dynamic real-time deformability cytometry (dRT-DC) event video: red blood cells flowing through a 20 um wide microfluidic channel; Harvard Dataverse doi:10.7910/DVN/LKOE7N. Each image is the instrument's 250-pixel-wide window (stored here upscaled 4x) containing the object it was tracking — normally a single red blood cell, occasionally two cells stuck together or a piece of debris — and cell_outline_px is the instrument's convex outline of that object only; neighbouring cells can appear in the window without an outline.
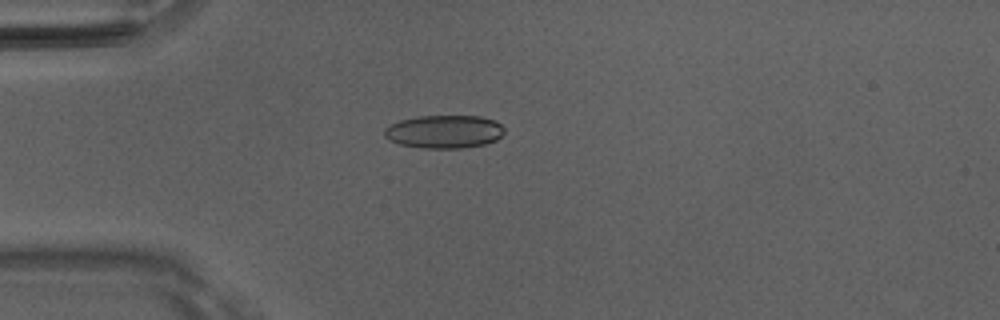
{"species": "Egyptian fruit bat (a non-hibernating species)", "species_latin": "Rousettus aegyptiacus", "temperature_condition": "room temperature", "stored_images_in_passage": 37, "camera_frame_rate_fps": 3000, "um_per_image_px": 0.085, "animal": {"sex": "male"}, "frame": {"image": 1, "passage_image": 1, "time_ms": 0.0, "image_size_px": [1000, 320], "cell_outline_px": [[504, 132], [496, 140], [484, 144], [464, 148], [420, 148], [400, 144], [388, 140], [384, 136], [384, 128], [400, 120], [420, 116], [480, 116], [496, 120], [504, 128]], "centroid_in_image_um": [37.75, 11.19], "position_along_channel_um": 47.2, "area_um2": 23.24}}
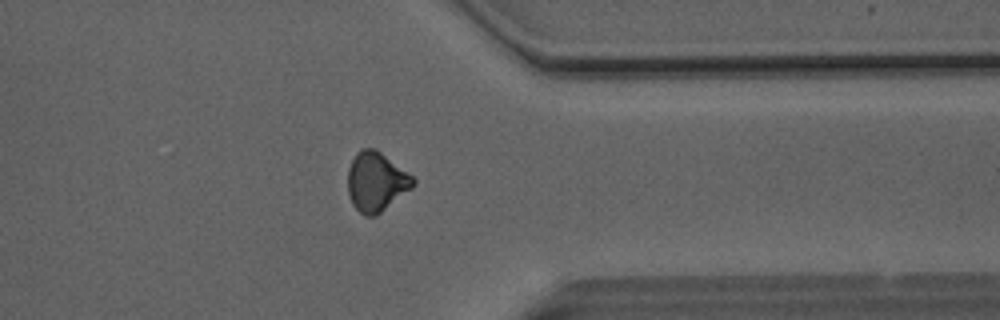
{"frame": {"image": 2, "passage_image": 27, "time_ms": 8.667, "image_size_px": [1000, 320], "cell_outline_px": [[416, 184], [412, 188], [376, 216], [364, 216], [352, 204], [348, 192], [348, 168], [356, 152], [360, 148], [376, 148], [412, 176], [416, 180]], "centroid_in_image_um": [31.97, 15.44], "position_along_channel_um": 379.4, "area_um2": 22.6}}
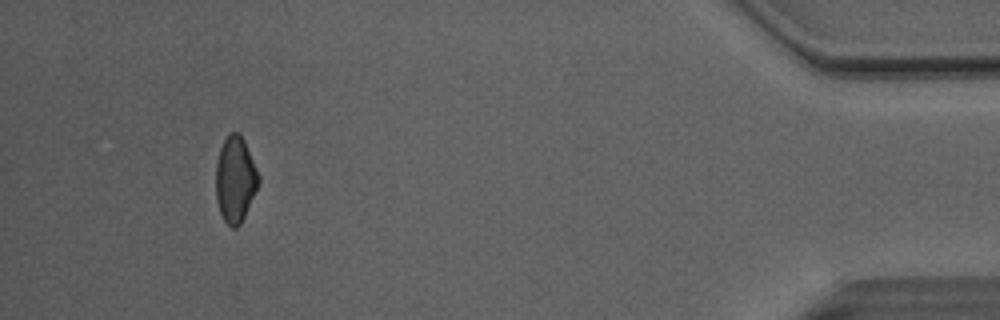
{"frame": {"image": 3, "passage_image": 34, "time_ms": 11.0, "image_size_px": [1000, 320], "cell_outline_px": [[260, 184], [240, 224], [236, 228], [232, 228], [224, 220], [220, 212], [216, 200], [216, 160], [220, 148], [228, 132], [240, 132], [244, 140], [260, 176]], "centroid_in_image_um": [20.0, 15.23], "position_along_channel_um": 415.2, "area_um2": 21.56}, "authors_computed_cell_mechanics": {"area_um2": 22.4264, "velocity_mm_per_s": 4.1167, "shape_relaxation_time_tau1_ms": 4.6797, "shape_relaxation_time_tau2_ms": 3.805, "deformation_change_tau1": 0.1295, "deformation_change_tau2": 0.1042}}